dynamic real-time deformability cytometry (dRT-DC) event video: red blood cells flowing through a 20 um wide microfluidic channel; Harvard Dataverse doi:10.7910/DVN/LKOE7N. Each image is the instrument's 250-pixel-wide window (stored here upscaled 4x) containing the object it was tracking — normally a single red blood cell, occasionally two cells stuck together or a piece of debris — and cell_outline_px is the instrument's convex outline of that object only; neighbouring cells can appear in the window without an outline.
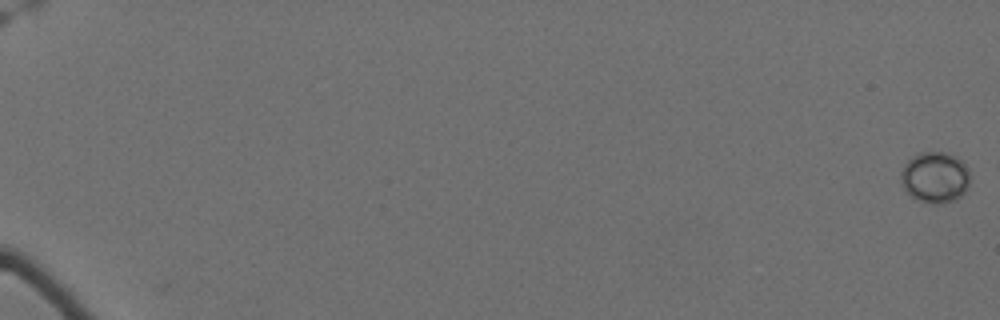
{"species": "Egyptian fruit bat (a non-hibernating species)", "species_latin": "Rousettus aegyptiacus", "temperature_condition": "cold", "stored_images_in_passage": 17, "camera_frame_rate_fps": 3000, "um_per_image_px": 0.085, "animal": {"sex": "female"}, "frame": {"image": 1, "passage_image": 1, "time_ms": 0.0, "image_size_px": [1000, 320], "cell_outline_px": [[968, 188], [956, 200], [944, 204], [932, 204], [916, 200], [904, 188], [900, 180], [900, 172], [904, 164], [912, 156], [920, 152], [948, 152], [956, 156], [968, 168]], "centroid_in_image_um": [79.46, 15.08], "position_along_channel_um": 5.5, "area_um2": 20.81}}